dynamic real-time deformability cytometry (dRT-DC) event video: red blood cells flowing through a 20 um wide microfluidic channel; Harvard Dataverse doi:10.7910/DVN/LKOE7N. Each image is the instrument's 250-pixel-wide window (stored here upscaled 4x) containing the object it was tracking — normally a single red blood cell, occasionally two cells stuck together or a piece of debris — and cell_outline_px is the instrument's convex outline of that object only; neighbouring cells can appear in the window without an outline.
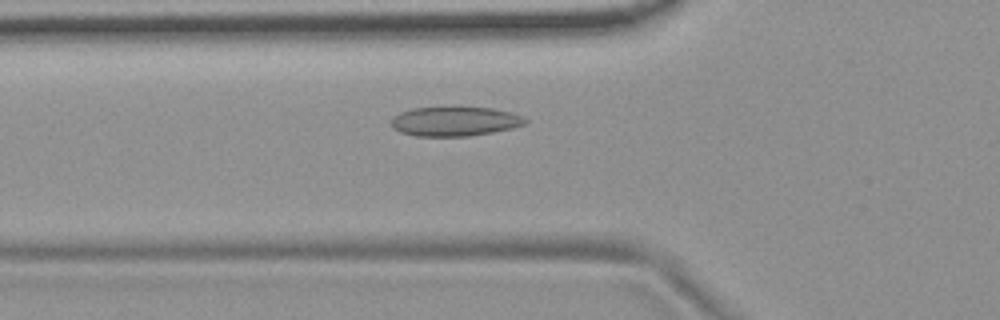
{"species": "common noctule bat (a hibernating species)", "species_latin": "Nyctalus noctula", "temperature_condition": "room temperature", "stored_images_in_passage": 51, "camera_frame_rate_fps": 3000, "um_per_image_px": 0.085, "animal": {"sex": "female", "body_mass_g": 19.9}, "frame": {"image": 1, "passage_image": 16, "time_ms": 5.0, "image_size_px": [1000, 320], "cell_outline_px": [[528, 120], [524, 124], [512, 128], [492, 132], [468, 136], [416, 136], [400, 132], [392, 128], [392, 120], [400, 112], [412, 108], [448, 104], [492, 108], [524, 116]], "centroid_in_image_um": [38.64, 10.27], "position_along_channel_um": 87.2, "area_um2": 23.76}}
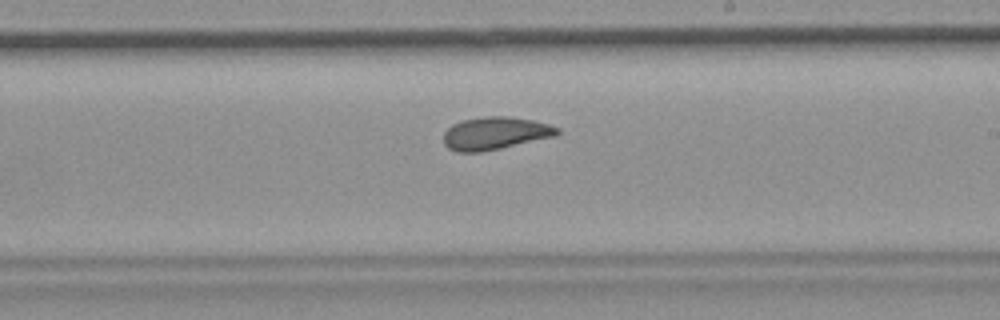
{"frame": {"image": 2, "passage_image": 29, "time_ms": 9.333, "image_size_px": [1000, 320], "cell_outline_px": [[560, 132], [556, 136], [500, 148], [480, 152], [456, 152], [448, 148], [444, 144], [444, 132], [452, 124], [464, 120], [484, 116], [508, 116], [532, 120], [548, 124], [560, 128]], "centroid_in_image_um": [42.08, 11.33], "position_along_channel_um": 246.9, "area_um2": 21.62}}
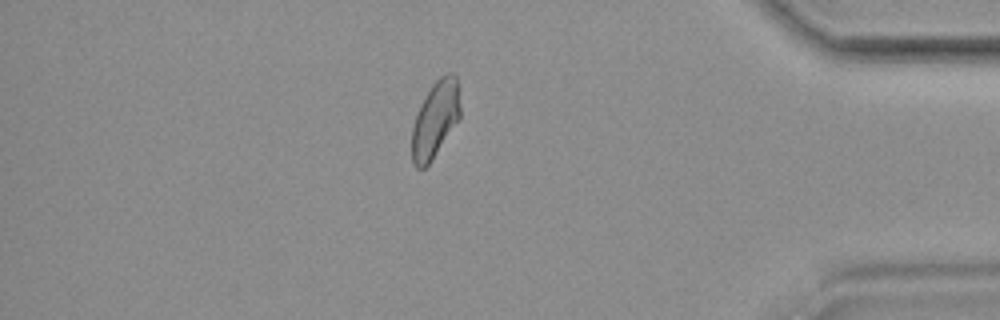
{"frame": {"image": 3, "passage_image": 44, "time_ms": 14.333, "image_size_px": [1000, 320], "cell_outline_px": [[460, 116], [432, 160], [424, 168], [416, 168], [412, 164], [412, 128], [420, 104], [432, 84], [440, 76], [448, 72], [452, 72], [456, 76], [460, 104]], "centroid_in_image_um": [36.98, 10.14], "position_along_channel_um": 398.2, "area_um2": 21.33}, "authors_computed_cell_mechanics": {"area_um2": 22.0218, "velocity_mm_per_s": 3.6925, "shape_relaxation_time_tau1_ms": null, "shape_relaxation_time_tau2_ms": 1.9585, "deformation_change_tau1": null, "deformation_change_tau2": 0.0855}}